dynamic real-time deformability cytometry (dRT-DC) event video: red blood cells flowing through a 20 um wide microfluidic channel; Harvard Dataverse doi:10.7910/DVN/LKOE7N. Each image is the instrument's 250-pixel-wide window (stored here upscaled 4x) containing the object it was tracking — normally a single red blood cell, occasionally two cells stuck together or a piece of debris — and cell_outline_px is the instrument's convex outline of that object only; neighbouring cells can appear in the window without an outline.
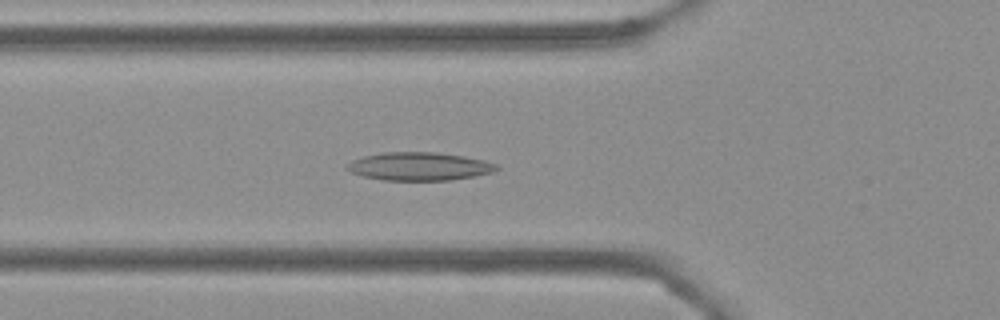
{"species": "Egyptian fruit bat (a non-hibernating species)", "species_latin": "Rousettus aegyptiacus", "temperature_condition": "cold", "stored_images_in_passage": 41, "camera_frame_rate_fps": 3000, "um_per_image_px": 0.085, "frame": {"image": 1, "passage_image": 5, "time_ms": 1.333, "image_size_px": [1000, 320], "cell_outline_px": [[500, 168], [492, 172], [472, 176], [448, 180], [384, 180], [364, 176], [352, 172], [348, 168], [348, 164], [352, 160], [364, 156], [384, 152], [436, 152], [464, 156], [484, 160], [496, 164]], "centroid_in_image_um": [35.66, 14.13], "position_along_channel_um": 90.1, "area_um2": 24.22}}
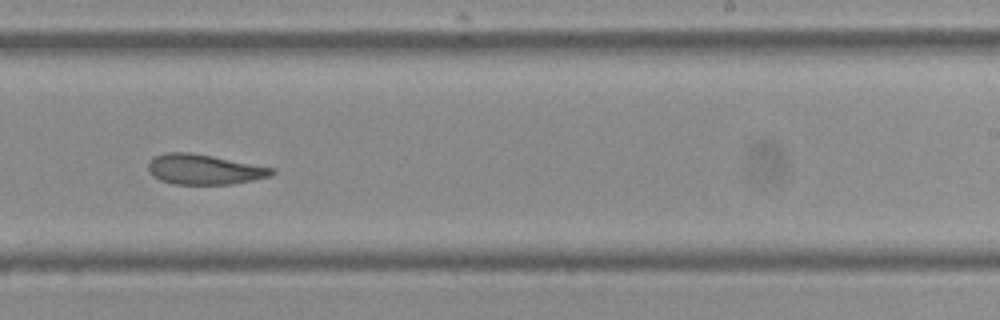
{"frame": {"image": 2, "passage_image": 20, "time_ms": 6.333, "image_size_px": [1000, 320], "cell_outline_px": [[276, 172], [272, 176], [252, 180], [228, 184], [176, 184], [160, 180], [152, 176], [148, 172], [148, 164], [156, 156], [164, 152], [188, 152], [212, 156], [276, 168]], "centroid_in_image_um": [17.37, 14.4], "position_along_channel_um": 271.6, "area_um2": 21.68}}
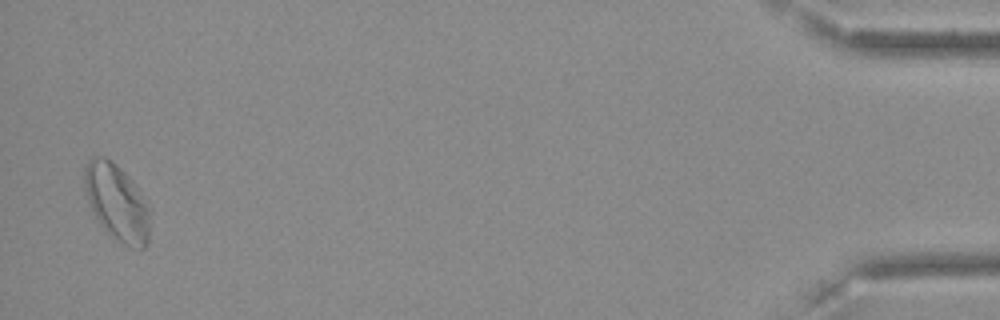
{"frame": {"image": 3, "passage_image": 40, "time_ms": 13.0, "image_size_px": [1000, 320], "cell_outline_px": [[152, 208], [148, 244], [144, 248], [132, 248], [124, 244], [108, 232], [100, 224], [92, 212], [88, 204], [84, 184], [84, 168], [88, 160], [92, 156], [104, 156], [112, 160], [136, 184]], "centroid_in_image_um": [9.97, 17.19], "position_along_channel_um": 425.2, "area_um2": 29.82}, "authors_computed_cell_mechanics": {"area_um2": 22.831, "velocity_mm_per_s": 3.621, "shape_relaxation_time_tau1_ms": null, "shape_relaxation_time_tau2_ms": 3.4554, "deformation_change_tau1": null, "deformation_change_tau2": 0.0979}}